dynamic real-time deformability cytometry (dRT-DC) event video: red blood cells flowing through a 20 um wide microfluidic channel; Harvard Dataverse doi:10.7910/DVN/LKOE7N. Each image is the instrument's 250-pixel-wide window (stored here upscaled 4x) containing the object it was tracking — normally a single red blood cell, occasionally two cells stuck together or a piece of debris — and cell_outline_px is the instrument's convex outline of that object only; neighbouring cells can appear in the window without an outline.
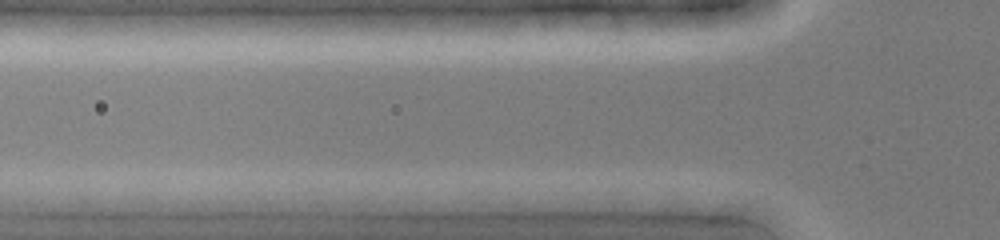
{"species": "common noctule bat (a hibernating species)", "species_latin": "Nyctalus noctula", "temperature_condition": "cold", "stored_images_in_passage": 2, "camera_frame_rate_fps": 3000, "um_per_image_px": 0.085, "animal": {"sex": "female", "body_mass_g": 19.0, "forearm_length_mm": 51.5}, "frame": {"image": 1, "passage_image": 2, "time_ms": 0.333, "image_size_px": [1000, 240], "cell_outline_px": [[632, 200], [568, 212], [508, 200], [504, 196], [508, 192], [632, 192]], "centroid_in_image_um": [48.38, 16.95], "position_along_channel_um": 77.4, "area_um2": 12.66}}